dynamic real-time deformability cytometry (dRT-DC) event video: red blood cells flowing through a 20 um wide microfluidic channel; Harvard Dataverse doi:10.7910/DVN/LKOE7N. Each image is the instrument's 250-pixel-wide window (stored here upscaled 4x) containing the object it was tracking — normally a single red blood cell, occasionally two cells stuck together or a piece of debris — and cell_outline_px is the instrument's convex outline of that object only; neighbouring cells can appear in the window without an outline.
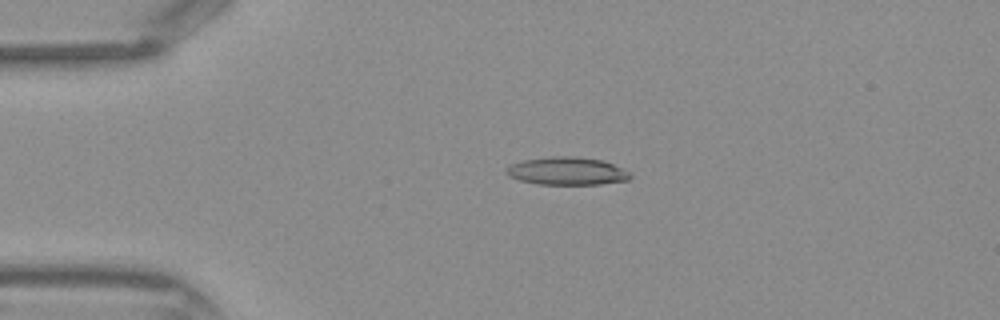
{"species": "Egyptian fruit bat (a non-hibernating species)", "species_latin": "Rousettus aegyptiacus", "temperature_condition": "warm", "stored_images_in_passage": 44, "camera_frame_rate_fps": 3000, "um_per_image_px": 0.085, "frame": {"image": 1, "passage_image": 10, "time_ms": 3.0, "image_size_px": [1000, 320], "cell_outline_px": [[632, 176], [628, 180], [600, 184], [540, 184], [520, 180], [508, 176], [504, 172], [512, 164], [524, 160], [552, 156], [576, 156], [604, 160], [624, 168], [632, 172]], "centroid_in_image_um": [48.26, 14.53], "position_along_channel_um": 36.7, "area_um2": 20.23}}
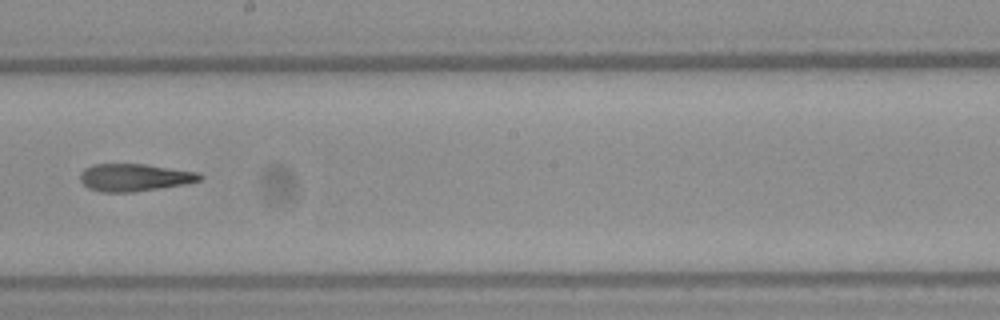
{"frame": {"image": 2, "passage_image": 25, "time_ms": 8.0, "image_size_px": [1000, 320], "cell_outline_px": [[204, 176], [200, 180], [188, 184], [132, 192], [100, 192], [88, 188], [80, 180], [80, 172], [84, 168], [92, 164], [144, 164], [200, 172]], "centroid_in_image_um": [11.44, 15.08], "position_along_channel_um": 236.8, "area_um2": 19.36}}
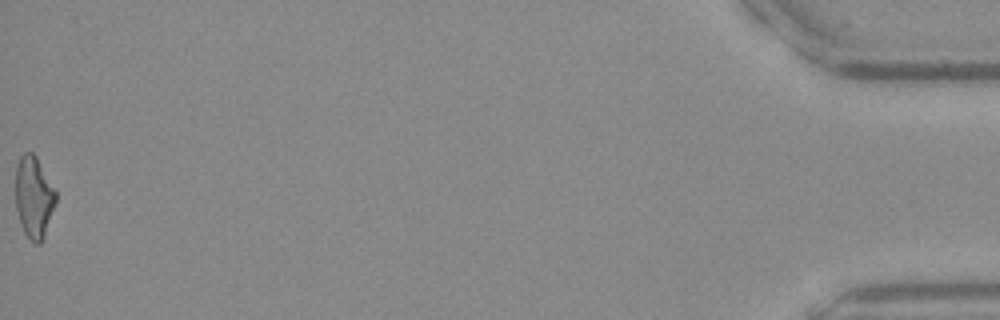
{"frame": {"image": 3, "passage_image": 44, "time_ms": 14.333, "image_size_px": [1000, 320], "cell_outline_px": [[56, 204], [44, 236], [40, 244], [36, 244], [24, 232], [20, 224], [16, 208], [16, 164], [20, 156], [24, 152], [32, 152], [36, 156], [56, 188]], "centroid_in_image_um": [2.89, 16.72], "position_along_channel_um": 432.3, "area_um2": 19.36}}